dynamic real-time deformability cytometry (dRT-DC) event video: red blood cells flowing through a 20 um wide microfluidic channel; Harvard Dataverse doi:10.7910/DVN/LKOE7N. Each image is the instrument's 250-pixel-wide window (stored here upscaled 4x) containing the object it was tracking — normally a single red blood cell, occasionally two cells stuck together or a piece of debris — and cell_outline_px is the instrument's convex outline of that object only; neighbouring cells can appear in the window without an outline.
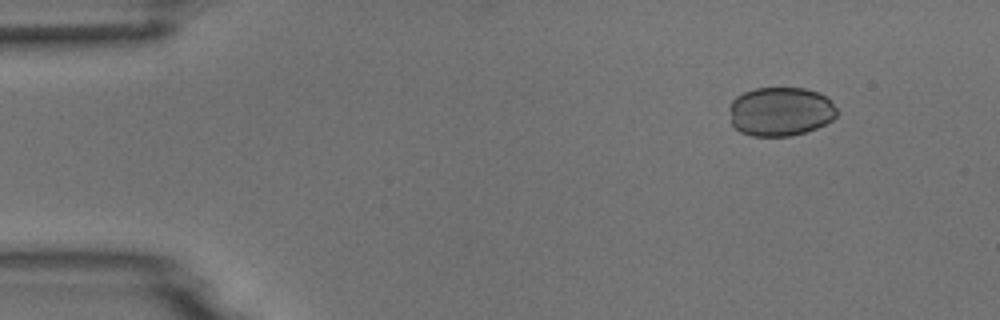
{"species": "common noctule bat (a hibernating species)", "species_latin": "Nyctalus noctula", "temperature_condition": "room temperature", "stored_images_in_passage": 9, "camera_frame_rate_fps": 3000, "um_per_image_px": 0.085, "animal": {"sex": "male", "body_mass_g": 18.8}, "frame": {"image": 1, "passage_image": 2, "time_ms": 1.333, "image_size_px": [1000, 320], "cell_outline_px": [[836, 116], [832, 120], [816, 128], [792, 136], [752, 136], [740, 132], [732, 124], [728, 108], [732, 100], [736, 96], [744, 92], [756, 88], [804, 88], [820, 92], [836, 108]], "centroid_in_image_um": [66.3, 9.48], "position_along_channel_um": 18.7, "area_um2": 30.75}}